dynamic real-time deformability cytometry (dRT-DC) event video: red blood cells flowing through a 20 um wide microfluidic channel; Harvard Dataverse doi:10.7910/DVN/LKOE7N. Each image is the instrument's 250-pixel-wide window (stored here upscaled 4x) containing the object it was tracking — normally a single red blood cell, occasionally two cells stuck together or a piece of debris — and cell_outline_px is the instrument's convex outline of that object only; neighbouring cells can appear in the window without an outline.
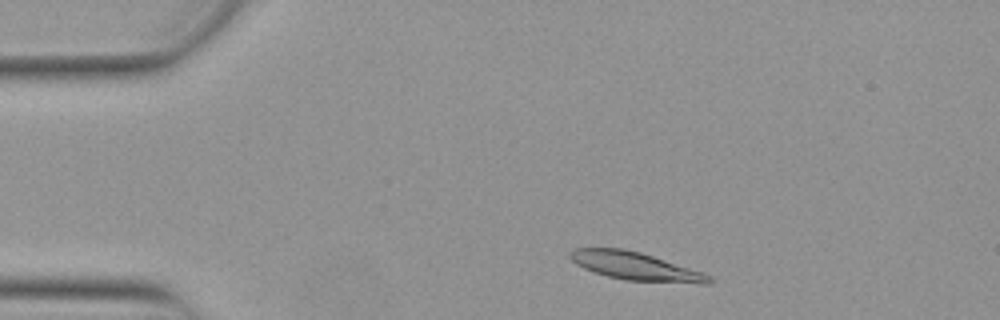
{"species": "Egyptian fruit bat (a non-hibernating species)", "species_latin": "Rousettus aegyptiacus", "temperature_condition": "warm", "stored_images_in_passage": 47, "camera_frame_rate_fps": 3000, "um_per_image_px": 0.085, "animal": {"sex": "female"}, "frame": {"image": 1, "passage_image": 4, "time_ms": 1.0, "image_size_px": [1000, 320], "cell_outline_px": [[716, 280], [708, 284], [700, 284], [624, 280], [608, 276], [584, 268], [576, 264], [568, 256], [568, 252], [576, 248], [624, 248], [640, 252], [704, 272], [712, 276]], "centroid_in_image_um": [54.08, 22.64], "position_along_channel_um": 30.9, "area_um2": 22.89}}
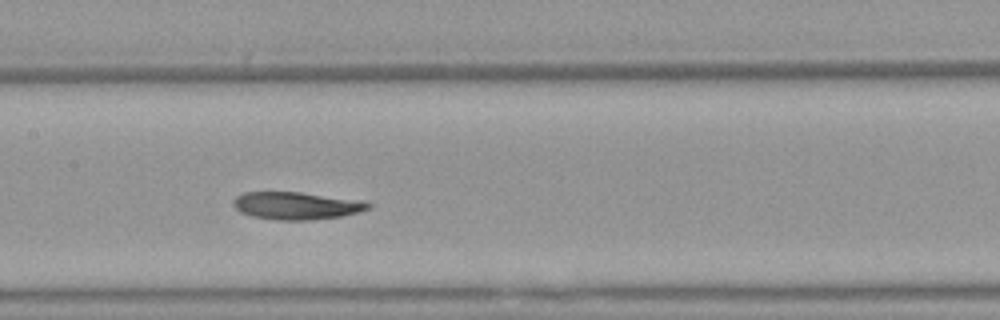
{"frame": {"image": 2, "passage_image": 20, "time_ms": 6.333, "image_size_px": [1000, 320], "cell_outline_px": [[372, 204], [368, 208], [360, 212], [340, 216], [312, 220], [276, 220], [252, 216], [240, 212], [232, 204], [232, 200], [236, 196], [244, 192], [300, 192], [364, 200]], "centroid_in_image_um": [25.19, 17.48], "position_along_channel_um": 182.2, "area_um2": 21.79}}
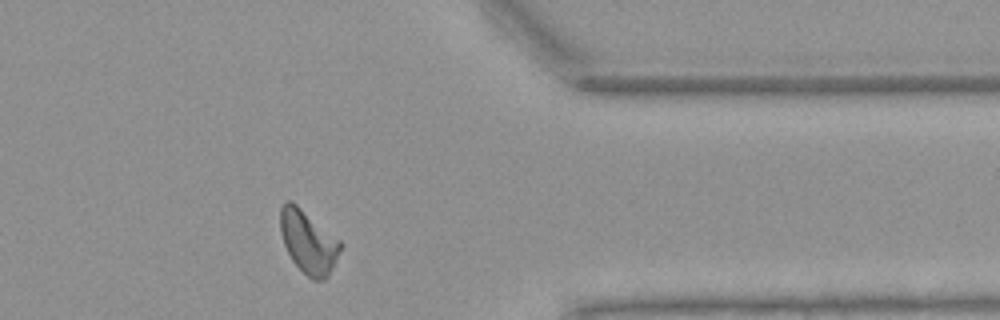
{"frame": {"image": 3, "passage_image": 37, "time_ms": 12.0, "image_size_px": [1000, 320], "cell_outline_px": [[344, 244], [328, 276], [324, 280], [312, 280], [292, 260], [284, 244], [280, 232], [280, 208], [284, 200], [292, 200], [340, 240]], "centroid_in_image_um": [26.2, 20.53], "position_along_channel_um": 385.2, "area_um2": 22.08}, "authors_computed_cell_mechanics": {"area_um2": 21.8484, "velocity_mm_per_s": 3.8469, "shape_relaxation_time_tau1_ms": 4.8654, "shape_relaxation_time_tau2_ms": 4.9852, "deformation_change_tau1": 0.1715, "deformation_change_tau2": 0.132}}